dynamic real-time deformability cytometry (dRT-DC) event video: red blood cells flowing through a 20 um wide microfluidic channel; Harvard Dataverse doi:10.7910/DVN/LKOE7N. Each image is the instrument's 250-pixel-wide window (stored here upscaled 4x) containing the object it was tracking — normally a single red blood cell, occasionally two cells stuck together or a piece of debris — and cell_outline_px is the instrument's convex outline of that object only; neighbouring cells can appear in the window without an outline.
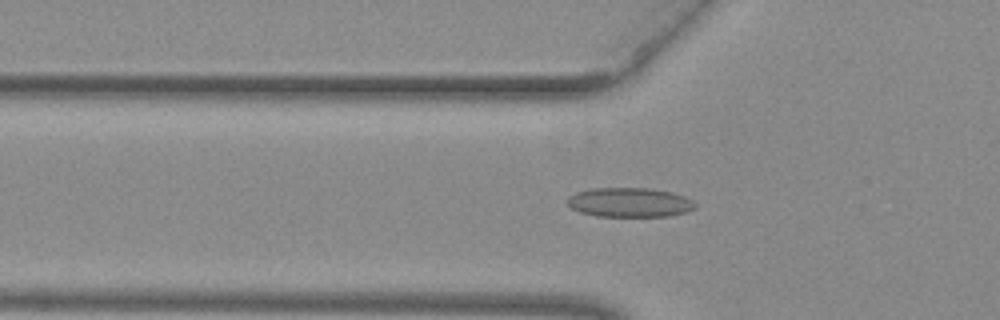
{"species": "common noctule bat (a hibernating species)", "species_latin": "Nyctalus noctula", "temperature_condition": "warm", "stored_images_in_passage": 52, "camera_frame_rate_fps": 3000, "um_per_image_px": 0.085, "animal": {"sex": "female", "body_mass_g": 29.2, "forearm_length_mm": 56.3}, "frame": {"image": 1, "passage_image": 18, "time_ms": 5.667, "image_size_px": [1000, 320], "cell_outline_px": [[696, 208], [688, 212], [668, 216], [596, 216], [580, 212], [572, 208], [568, 204], [568, 196], [576, 192], [592, 188], [648, 188], [672, 192], [684, 196], [692, 200], [696, 204]], "centroid_in_image_um": [53.54, 17.2], "position_along_channel_um": 72.3, "area_um2": 21.96}}
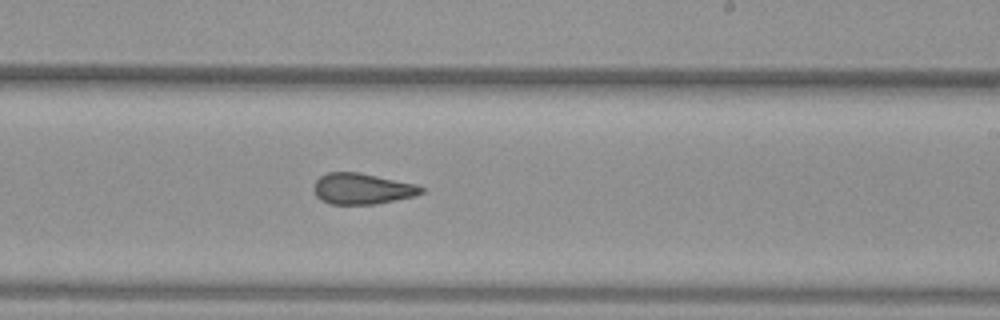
{"frame": {"image": 2, "passage_image": 32, "time_ms": 10.333, "image_size_px": [1000, 320], "cell_outline_px": [[424, 192], [416, 196], [376, 204], [328, 204], [320, 200], [316, 196], [312, 188], [312, 184], [320, 176], [328, 172], [360, 172], [416, 184], [424, 188]], "centroid_in_image_um": [30.76, 16.04], "position_along_channel_um": 258.2, "area_um2": 19.71}}
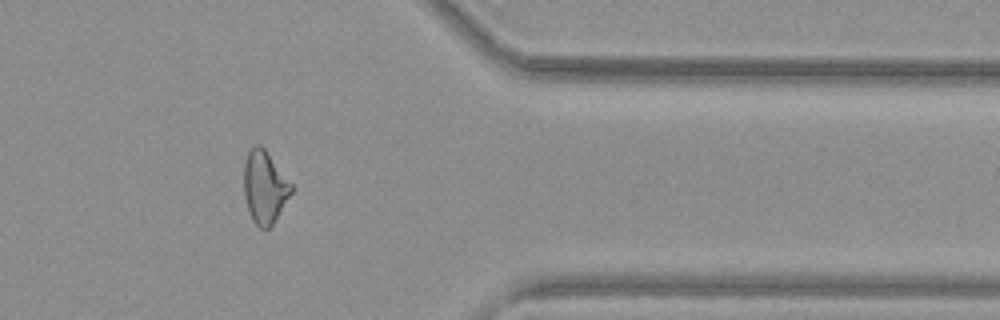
{"frame": {"image": 3, "passage_image": 43, "time_ms": 14.0, "image_size_px": [1000, 320], "cell_outline_px": [[292, 192], [272, 224], [268, 228], [260, 228], [252, 220], [248, 212], [244, 196], [244, 164], [248, 152], [256, 144], [260, 144], [264, 148], [292, 184]], "centroid_in_image_um": [22.47, 15.9], "position_along_channel_um": 388.9, "area_um2": 19.77}, "authors_computed_cell_mechanics": {"area_um2": 20.6924, "velocity_mm_per_s": 3.9733, "shape_relaxation_time_tau1_ms": null, "shape_relaxation_time_tau2_ms": 1.6702, "deformation_change_tau1": null, "deformation_change_tau2": 0.0851}}